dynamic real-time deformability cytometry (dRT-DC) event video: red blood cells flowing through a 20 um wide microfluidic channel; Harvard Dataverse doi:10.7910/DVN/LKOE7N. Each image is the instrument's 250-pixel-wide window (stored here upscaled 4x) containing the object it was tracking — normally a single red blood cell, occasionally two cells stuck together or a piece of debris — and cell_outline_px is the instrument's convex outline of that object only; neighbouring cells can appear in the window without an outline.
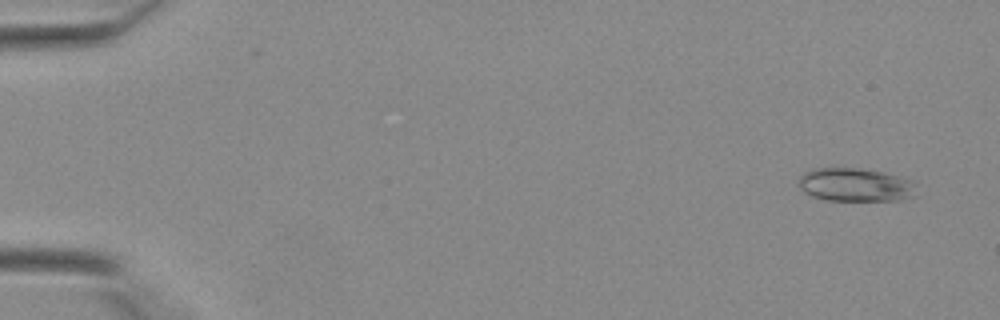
{"species": "Egyptian fruit bat (a non-hibernating species)", "species_latin": "Rousettus aegyptiacus", "temperature_condition": "warm", "stored_images_in_passage": 8, "camera_frame_rate_fps": 3000, "um_per_image_px": 0.085, "animal": {"sex": "female"}, "frame": {"image": 1, "passage_image": 3, "time_ms": 0.667, "image_size_px": [1000, 320], "cell_outline_px": [[920, 196], [900, 200], [824, 200], [812, 196], [804, 192], [800, 188], [800, 176], [804, 172], [812, 168], [860, 168], [884, 172], [916, 180]], "centroid_in_image_um": [72.83, 15.71], "position_along_channel_um": 12.2, "area_um2": 23.58}}